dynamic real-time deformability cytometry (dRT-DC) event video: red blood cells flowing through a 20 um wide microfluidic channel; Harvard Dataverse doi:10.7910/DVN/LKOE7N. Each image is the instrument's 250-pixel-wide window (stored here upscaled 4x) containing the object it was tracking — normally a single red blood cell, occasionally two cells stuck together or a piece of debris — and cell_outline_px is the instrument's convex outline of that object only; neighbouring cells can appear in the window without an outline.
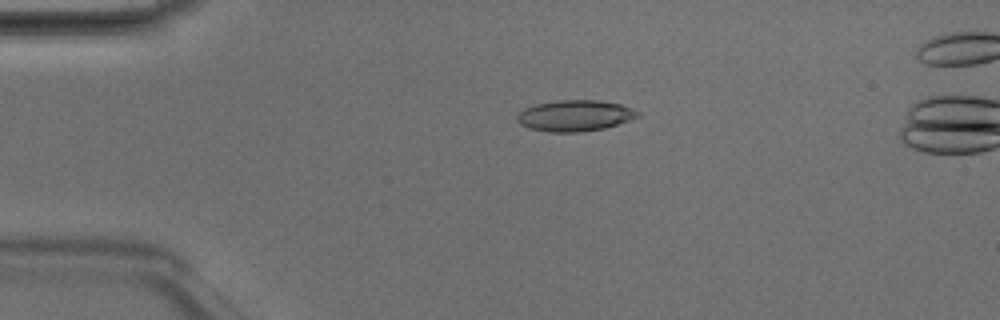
{"species": "Egyptian fruit bat (a non-hibernating species)", "species_latin": "Rousettus aegyptiacus", "temperature_condition": "room temperature", "stored_images_in_passage": 5, "camera_frame_rate_fps": 3000, "um_per_image_px": 0.085, "animal": {"sex": "male"}, "frame": {"image": 1, "passage_image": 3, "time_ms": 0.667, "image_size_px": [1000, 320], "cell_outline_px": [[640, 116], [604, 128], [580, 132], [548, 132], [528, 128], [520, 124], [516, 120], [516, 116], [524, 108], [536, 104], [560, 100], [600, 100], [620, 104], [632, 108], [640, 112]], "centroid_in_image_um": [48.85, 9.83], "position_along_channel_um": 36.2, "area_um2": 21.85}}